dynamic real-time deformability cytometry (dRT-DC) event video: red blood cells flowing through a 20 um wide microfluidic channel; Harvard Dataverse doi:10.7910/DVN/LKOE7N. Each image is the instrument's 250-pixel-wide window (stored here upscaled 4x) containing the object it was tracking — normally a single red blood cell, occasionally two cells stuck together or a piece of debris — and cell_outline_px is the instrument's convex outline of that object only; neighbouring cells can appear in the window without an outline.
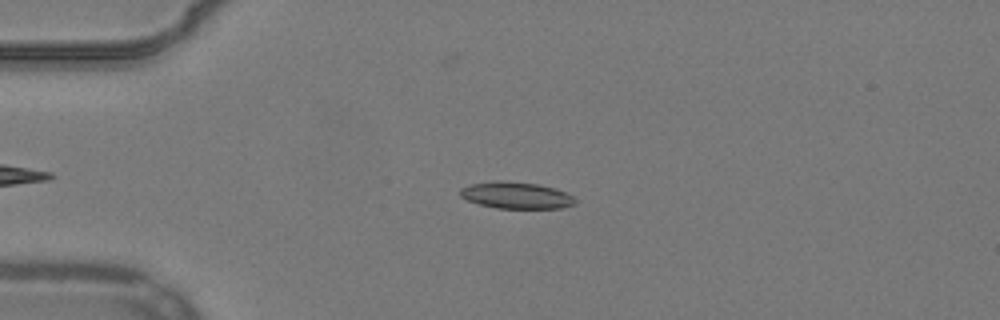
{"species": "common noctule bat (a hibernating species)", "species_latin": "Nyctalus noctula", "temperature_condition": "warm", "stored_images_in_passage": 41, "camera_frame_rate_fps": 3000, "um_per_image_px": 0.085, "animal": {"sex": "male", "body_mass_g": 19.2, "forearm_length_mm": 51.8}, "frame": {"image": 1, "passage_image": 6, "time_ms": 1.667, "image_size_px": [1000, 320], "cell_outline_px": [[576, 204], [560, 208], [496, 208], [480, 204], [468, 200], [460, 196], [460, 188], [468, 184], [488, 180], [500, 180], [540, 184], [556, 188], [572, 196], [576, 200]], "centroid_in_image_um": [43.85, 16.58], "position_along_channel_um": 41.2, "area_um2": 18.09}}
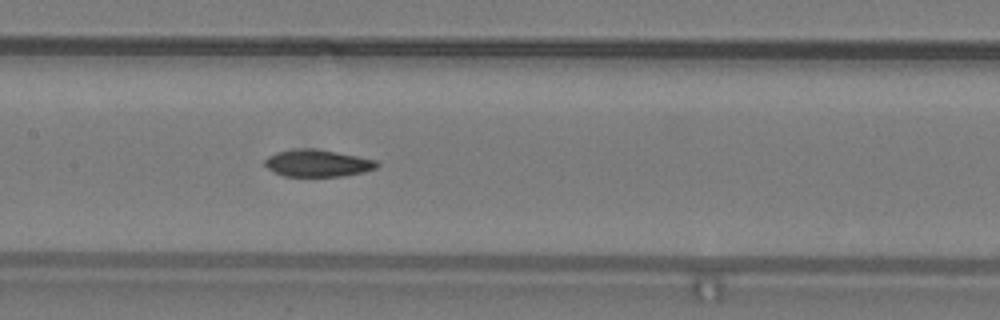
{"frame": {"image": 2, "passage_image": 19, "time_ms": 6.0, "image_size_px": [1000, 320], "cell_outline_px": [[380, 164], [376, 168], [364, 172], [344, 176], [284, 176], [272, 172], [264, 164], [264, 160], [268, 156], [276, 152], [300, 148], [312, 148], [336, 152], [376, 160]], "centroid_in_image_um": [26.97, 13.87], "position_along_channel_um": 180.4, "area_um2": 17.69}}
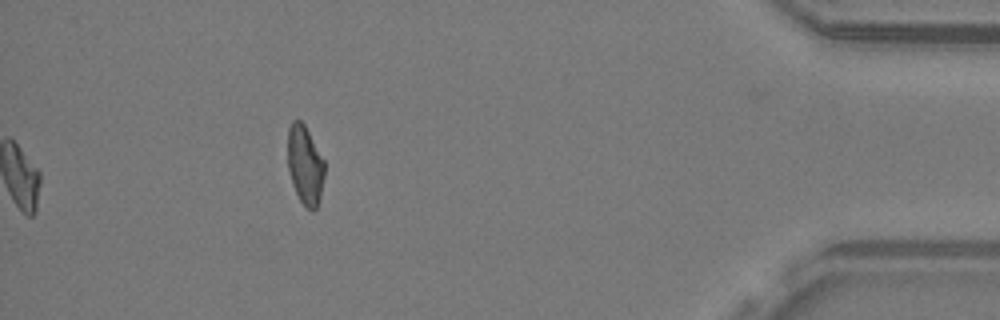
{"frame": {"image": 3, "passage_image": 41, "time_ms": 13.333, "image_size_px": [1000, 320], "cell_outline_px": [[324, 176], [320, 196], [316, 208], [312, 212], [300, 200], [296, 192], [288, 168], [288, 128], [292, 120], [300, 120], [304, 124], [324, 160]], "centroid_in_image_um": [25.93, 14.0], "position_along_channel_um": 409.3, "area_um2": 16.65}, "authors_computed_cell_mechanics": {"area_um2": 17.5712, "velocity_mm_per_s": 3.876, "shape_relaxation_time_tau1_ms": null, "shape_relaxation_time_tau2_ms": 4.374, "deformation_change_tau1": null, "deformation_change_tau2": 0.1041}}